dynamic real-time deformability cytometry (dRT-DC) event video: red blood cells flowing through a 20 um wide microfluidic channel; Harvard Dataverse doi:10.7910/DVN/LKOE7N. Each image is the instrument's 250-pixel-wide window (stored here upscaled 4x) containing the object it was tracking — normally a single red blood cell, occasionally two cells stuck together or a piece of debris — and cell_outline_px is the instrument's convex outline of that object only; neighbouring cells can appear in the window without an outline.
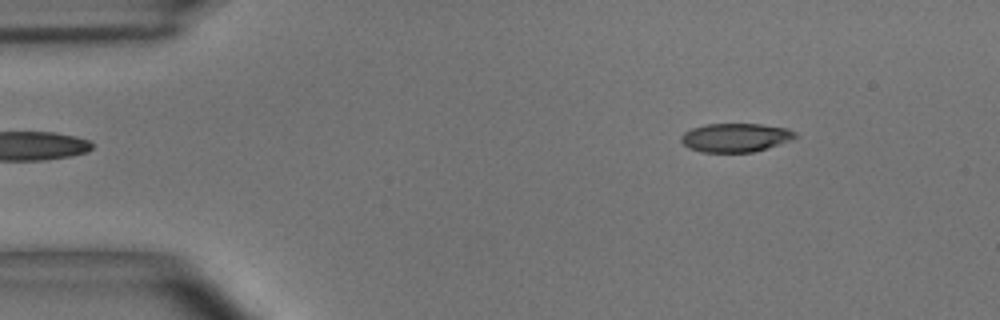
{"species": "common noctule bat (a hibernating species)", "species_latin": "Nyctalus noctula", "temperature_condition": "room temperature", "stored_images_in_passage": 5, "segment_of_instrument_passage": [2, 2], "camera_frame_rate_fps": 3000, "um_per_image_px": 0.085, "animal": {"sex": "male", "body_mass_g": 15.6}, "frame": {"image": 1, "passage_image": 5, "time_ms": 1.333, "image_size_px": [1000, 320], "cell_outline_px": [[800, 136], [792, 140], [752, 152], [704, 152], [688, 148], [680, 140], [680, 136], [684, 132], [692, 128], [704, 124], [760, 124], [788, 128], [796, 132]], "centroid_in_image_um": [62.53, 11.68], "position_along_channel_um": 22.5, "area_um2": 19.19}}